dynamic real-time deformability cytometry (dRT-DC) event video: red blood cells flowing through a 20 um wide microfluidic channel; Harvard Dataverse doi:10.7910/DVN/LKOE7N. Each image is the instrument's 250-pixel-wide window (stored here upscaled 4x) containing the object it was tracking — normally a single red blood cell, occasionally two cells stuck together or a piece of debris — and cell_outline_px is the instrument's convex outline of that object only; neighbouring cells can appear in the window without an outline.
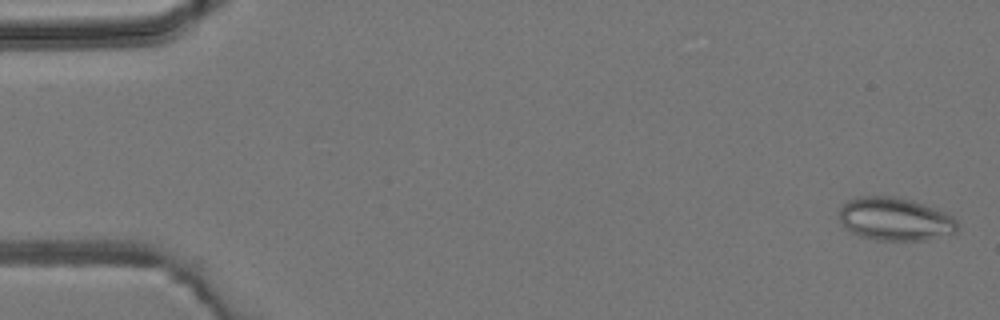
{"species": "common noctule bat (a hibernating species)", "species_latin": "Nyctalus noctula", "temperature_condition": "room temperature", "stored_images_in_passage": 5, "camera_frame_rate_fps": 3000, "um_per_image_px": 0.085, "animal": {"sex": "male", "body_mass_g": 19.2, "forearm_length_mm": 51.8}, "frame": {"image": 1, "passage_image": 1, "time_ms": 0.0, "image_size_px": [1000, 320], "cell_outline_px": [[956, 232], [928, 240], [876, 240], [860, 236], [844, 228], [840, 220], [840, 208], [848, 200], [856, 196], [892, 196], [912, 200], [940, 208], [952, 216], [956, 220]], "centroid_in_image_um": [76.09, 18.61], "position_along_channel_um": 8.9, "area_um2": 29.94}}